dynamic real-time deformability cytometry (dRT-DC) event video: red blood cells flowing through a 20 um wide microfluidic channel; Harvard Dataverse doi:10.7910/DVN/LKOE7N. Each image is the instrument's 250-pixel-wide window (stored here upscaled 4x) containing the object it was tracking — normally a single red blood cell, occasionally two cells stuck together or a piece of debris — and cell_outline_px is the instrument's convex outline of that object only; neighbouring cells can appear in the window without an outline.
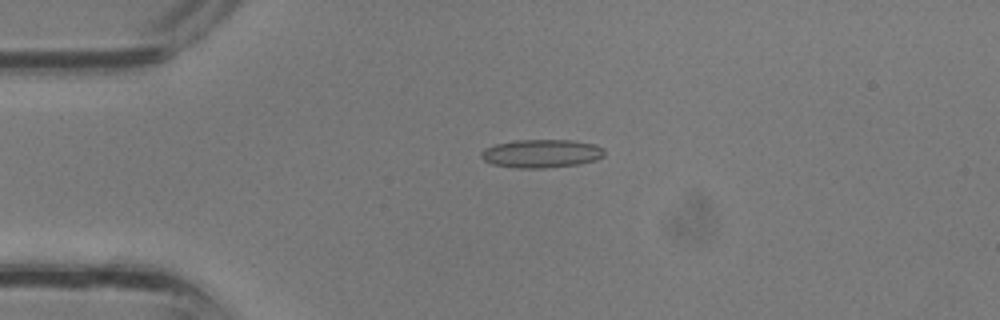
{"species": "common noctule bat (a hibernating species)", "species_latin": "Nyctalus noctula", "temperature_condition": "room temperature", "stored_images_in_passage": 35, "camera_frame_rate_fps": 3000, "um_per_image_px": 0.085, "animal": {"sex": "male", "body_mass_g": 13.3}, "frame": {"image": 1, "passage_image": 8, "time_ms": 2.333, "image_size_px": [1000, 320], "cell_outline_px": [[604, 156], [596, 160], [580, 164], [544, 168], [512, 168], [492, 164], [484, 160], [480, 156], [480, 152], [484, 148], [496, 144], [516, 140], [572, 140], [596, 144], [604, 148]], "centroid_in_image_um": [46.02, 13.05], "position_along_channel_um": 39.0, "area_um2": 20.58}}
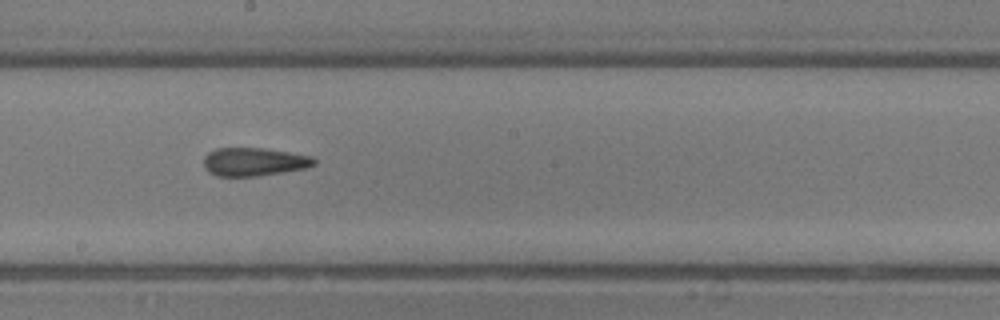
{"frame": {"image": 2, "passage_image": 19, "time_ms": 6.0, "image_size_px": [1000, 320], "cell_outline_px": [[316, 164], [308, 168], [284, 172], [256, 176], [216, 176], [208, 172], [204, 168], [204, 156], [208, 152], [216, 148], [264, 148], [312, 156], [316, 160]], "centroid_in_image_um": [21.59, 13.75], "position_along_channel_um": 226.6, "area_um2": 18.38}}
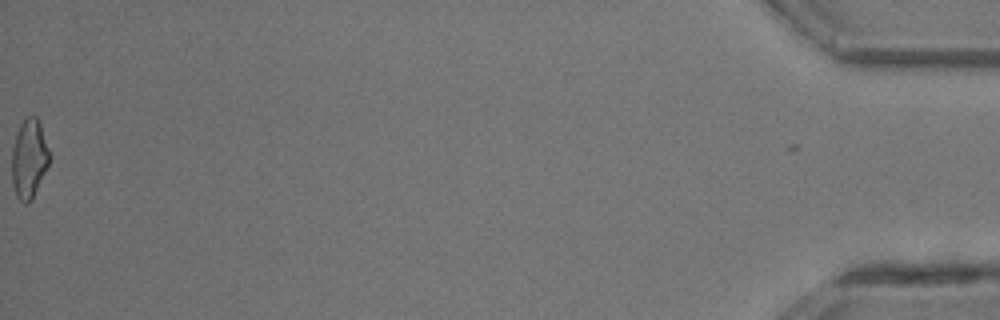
{"frame": {"image": 3, "passage_image": 35, "time_ms": 11.333, "image_size_px": [1000, 320], "cell_outline_px": [[48, 164], [32, 200], [28, 204], [24, 204], [16, 196], [12, 180], [12, 148], [20, 124], [28, 116], [36, 116], [40, 124], [48, 148]], "centroid_in_image_um": [2.45, 13.52], "position_along_channel_um": 432.8, "area_um2": 16.94}}